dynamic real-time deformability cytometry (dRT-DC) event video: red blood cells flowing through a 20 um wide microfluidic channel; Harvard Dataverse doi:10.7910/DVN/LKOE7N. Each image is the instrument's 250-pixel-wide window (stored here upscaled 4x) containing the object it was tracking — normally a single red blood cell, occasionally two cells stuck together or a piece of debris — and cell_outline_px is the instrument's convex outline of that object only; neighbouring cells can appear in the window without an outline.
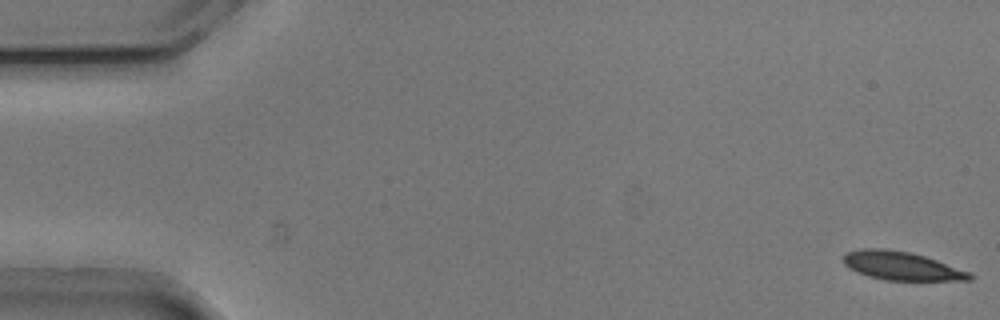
{"species": "common noctule bat (a hibernating species)", "species_latin": "Nyctalus noctula", "temperature_condition": "cold", "stored_images_in_passage": 18, "camera_frame_rate_fps": 3000, "um_per_image_px": 0.085, "animal": {"sex": "male", "body_mass_g": 20.5, "forearm_length_mm": 52.5}, "frame": {"image": 1, "passage_image": 1, "time_ms": 0.0, "image_size_px": [1000, 320], "cell_outline_px": [[976, 276], [972, 280], [884, 280], [868, 276], [856, 272], [848, 268], [844, 264], [844, 256], [848, 252], [860, 248], [888, 248], [908, 252], [924, 256], [972, 272]], "centroid_in_image_um": [76.65, 22.6], "position_along_channel_um": 8.3, "area_um2": 21.1}}
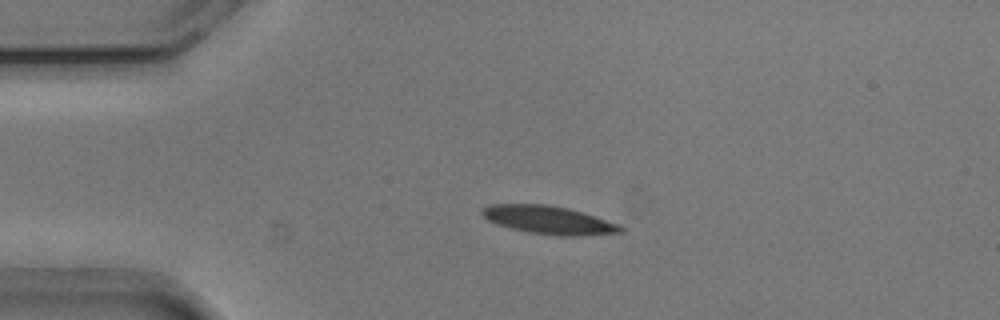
{"frame": {"image": 2, "passage_image": 12, "time_ms": 3.667, "image_size_px": [1000, 320], "cell_outline_px": [[624, 232], [580, 236], [560, 236], [528, 232], [496, 224], [488, 220], [480, 212], [488, 204], [544, 204], [568, 208], [620, 224], [624, 228]], "centroid_in_image_um": [46.66, 18.7], "position_along_channel_um": 38.3, "area_um2": 22.66}}